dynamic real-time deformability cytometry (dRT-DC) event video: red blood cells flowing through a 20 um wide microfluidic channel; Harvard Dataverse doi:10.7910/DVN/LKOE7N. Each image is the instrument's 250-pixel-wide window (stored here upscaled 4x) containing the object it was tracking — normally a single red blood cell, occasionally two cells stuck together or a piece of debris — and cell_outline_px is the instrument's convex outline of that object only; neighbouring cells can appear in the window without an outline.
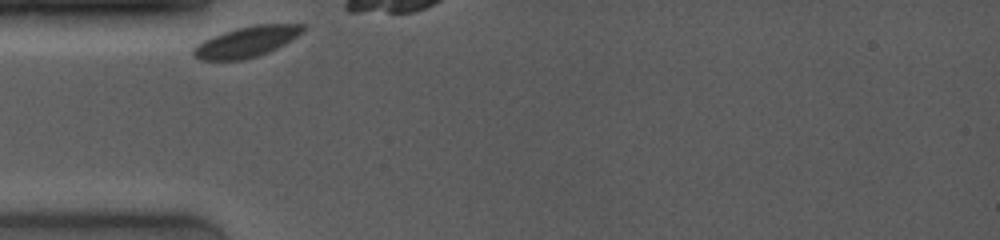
{"species": "common noctule bat (a hibernating species)", "species_latin": "Nyctalus noctula", "temperature_condition": "room temperature", "stored_images_in_passage": 5, "camera_frame_rate_fps": 4000, "um_per_image_px": 0.085, "animal": {"sex": "female", "body_mass_g": 19.0, "forearm_length_mm": 53.3}, "frame": {"image": 1, "passage_image": 1, "time_ms": 0.0, "image_size_px": [1000, 240], "cell_outline_px": [[308, 28], [304, 32], [284, 44], [268, 52], [244, 60], [200, 60], [192, 56], [192, 48], [196, 44], [212, 36], [236, 28], [256, 24], [304, 24]], "centroid_in_image_um": [20.95, 3.55], "position_along_channel_um": 64.0, "area_um2": 19.71}}